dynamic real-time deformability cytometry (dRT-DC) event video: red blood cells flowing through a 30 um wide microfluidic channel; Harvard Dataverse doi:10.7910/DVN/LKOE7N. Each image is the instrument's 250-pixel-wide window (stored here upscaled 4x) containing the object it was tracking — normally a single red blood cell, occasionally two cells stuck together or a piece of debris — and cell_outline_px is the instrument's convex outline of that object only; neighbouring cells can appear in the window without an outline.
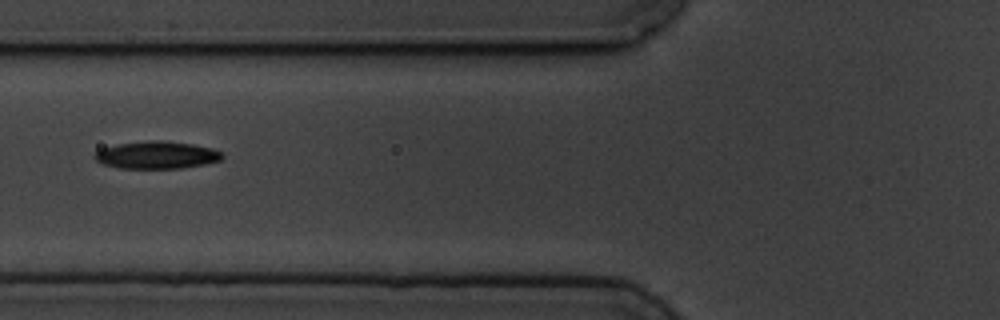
{"species": "common noctule bat (a hibernating species)", "species_latin": "Nyctalus noctula", "temperature_condition": "cold", "stored_images_in_passage": 7, "camera_frame_rate_fps": 3000, "um_per_image_px": 0.085, "animal": {"sex": "male", "body_mass_g": 19.5, "forearm_length_mm": 54.6}, "frame": {"image": 1, "passage_image": 6, "time_ms": 6.0, "image_size_px": [1000, 320], "cell_outline_px": [[224, 156], [220, 160], [204, 164], [180, 168], [120, 168], [104, 164], [96, 160], [92, 156], [100, 148], [116, 144], [148, 140], [160, 140], [192, 144], [212, 148], [220, 152]], "centroid_in_image_um": [13.28, 13.17], "position_along_channel_um": 112.5, "area_um2": 20.35}}
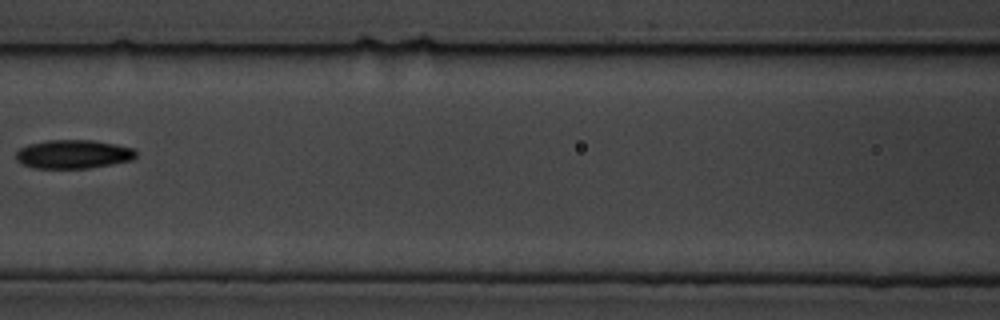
{"frame": {"image": 2, "passage_image": 7, "time_ms": 7.333, "image_size_px": [1000, 320], "cell_outline_px": [[136, 156], [132, 160], [112, 164], [88, 168], [32, 168], [16, 160], [16, 152], [20, 148], [28, 144], [48, 140], [92, 140], [116, 144], [132, 148], [136, 152]], "centroid_in_image_um": [6.22, 13.1], "position_along_channel_um": 160.4, "area_um2": 20.06}}